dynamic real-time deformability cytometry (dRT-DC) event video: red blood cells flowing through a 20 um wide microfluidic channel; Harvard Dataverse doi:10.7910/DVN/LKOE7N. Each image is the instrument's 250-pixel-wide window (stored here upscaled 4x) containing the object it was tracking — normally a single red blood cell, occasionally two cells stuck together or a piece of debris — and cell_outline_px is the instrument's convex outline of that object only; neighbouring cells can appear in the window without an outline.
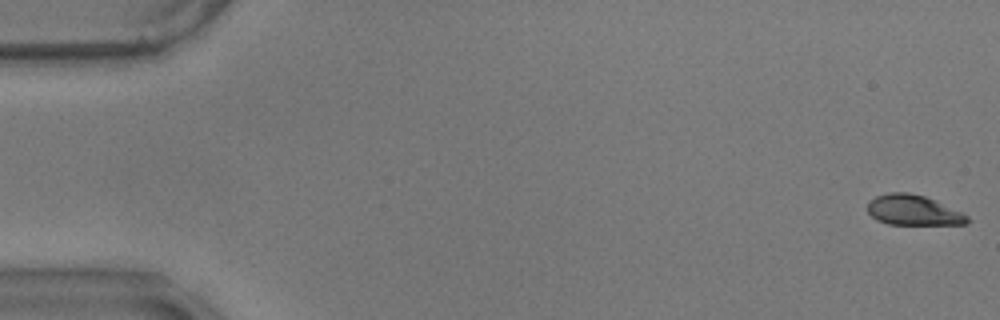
{"species": "common noctule bat (a hibernating species)", "species_latin": "Nyctalus noctula", "temperature_condition": "warm", "stored_images_in_passage": 58, "camera_frame_rate_fps": 3000, "um_per_image_px": 0.085, "animal": {"sex": "male", "body_mass_g": 17.9}, "frame": {"image": 1, "passage_image": 1, "time_ms": 0.0, "image_size_px": [1000, 320], "cell_outline_px": [[972, 220], [968, 224], [888, 224], [876, 220], [868, 212], [868, 200], [876, 196], [888, 192], [908, 192], [924, 196], [936, 200], [964, 212]], "centroid_in_image_um": [77.66, 17.86], "position_along_channel_um": 7.3, "area_um2": 17.86}}
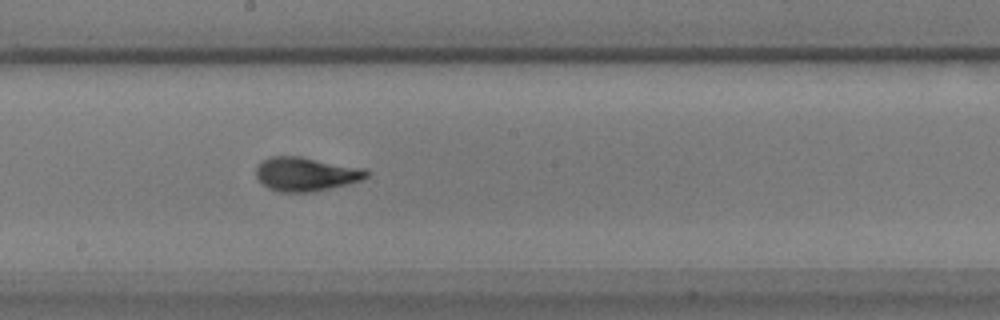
{"frame": {"image": 2, "passage_image": 32, "time_ms": 10.333, "image_size_px": [1000, 320], "cell_outline_px": [[372, 172], [364, 180], [348, 184], [312, 192], [280, 192], [268, 188], [256, 176], [256, 164], [272, 156], [300, 156], [364, 168]], "centroid_in_image_um": [26.04, 14.79], "position_along_channel_um": 222.2, "area_um2": 21.96}}
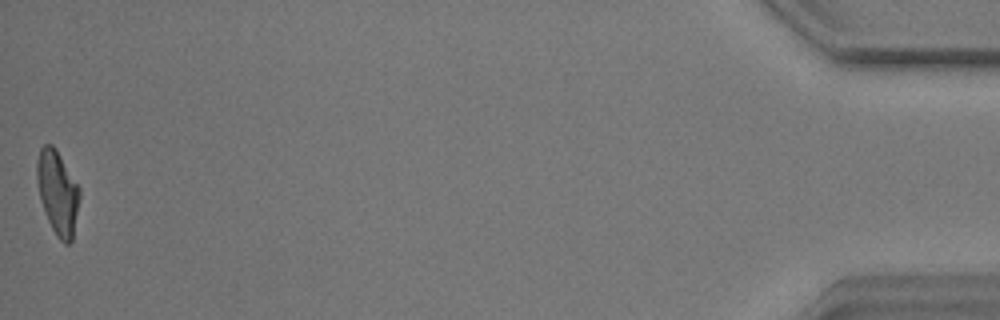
{"frame": {"image": 3, "passage_image": 58, "time_ms": 19.0, "image_size_px": [1000, 320], "cell_outline_px": [[80, 196], [72, 240], [68, 244], [64, 244], [56, 236], [48, 220], [40, 200], [36, 180], [36, 160], [40, 148], [44, 144], [52, 144], [56, 148], [80, 188]], "centroid_in_image_um": [4.88, 16.34], "position_along_channel_um": 430.3, "area_um2": 20.98}, "authors_computed_cell_mechanics": {"area_um2": 20.6924, "velocity_mm_per_s": 3.4931, "shape_relaxation_time_tau1_ms": 2.9011, "shape_relaxation_time_tau2_ms": 0.7746, "deformation_change_tau1": 0.1794, "deformation_change_tau2": 0.076}}